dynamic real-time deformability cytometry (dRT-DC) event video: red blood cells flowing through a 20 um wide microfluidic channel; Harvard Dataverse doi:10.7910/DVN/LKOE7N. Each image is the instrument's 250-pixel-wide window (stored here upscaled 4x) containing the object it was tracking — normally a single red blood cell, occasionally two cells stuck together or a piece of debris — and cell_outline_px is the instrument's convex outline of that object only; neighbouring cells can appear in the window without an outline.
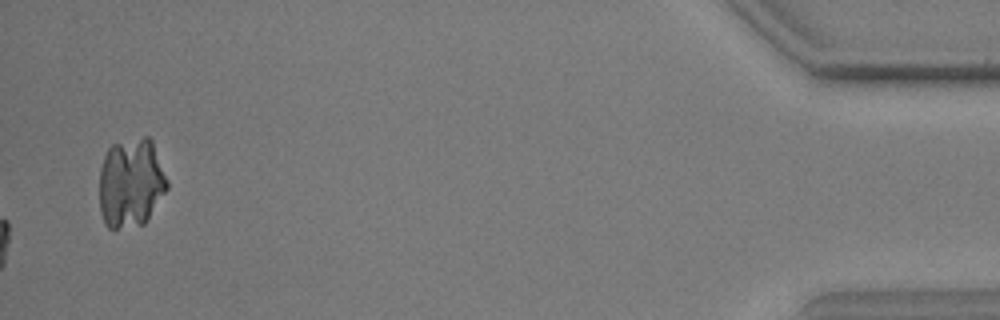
{"species": "common noctule bat (a hibernating species)", "species_latin": "Nyctalus noctula", "temperature_condition": "warm", "stored_images_in_passage": 52, "segment_of_instrument_passage": [2, 2], "camera_frame_rate_fps": 3000, "um_per_image_px": 0.085, "animal": {"sex": "male", "body_mass_g": 17.9, "forearm_length_mm": 54.2}, "frame": {"image": 1, "passage_image": 52, "time_ms": 17.0, "image_size_px": [1000, 320], "cell_outline_px": [[168, 188], [144, 224], [116, 228], [108, 228], [104, 224], [100, 212], [100, 168], [104, 156], [108, 148], [112, 144], [144, 136], [148, 136], [152, 140], [168, 180]], "centroid_in_image_um": [11.12, 15.53], "position_along_channel_um": 424.1, "area_um2": 35.37}}